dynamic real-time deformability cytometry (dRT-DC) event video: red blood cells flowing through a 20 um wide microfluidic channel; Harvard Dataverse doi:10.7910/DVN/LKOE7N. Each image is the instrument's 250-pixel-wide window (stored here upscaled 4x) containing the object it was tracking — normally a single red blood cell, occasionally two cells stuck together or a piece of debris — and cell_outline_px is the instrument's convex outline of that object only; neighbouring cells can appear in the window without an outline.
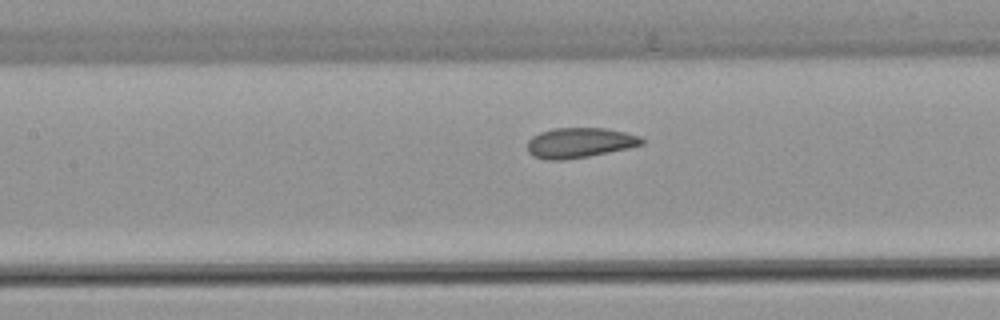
{"species": "common noctule bat (a hibernating species)", "species_latin": "Nyctalus noctula", "temperature_condition": "warm", "stored_images_in_passage": 9, "camera_frame_rate_fps": 3000, "um_per_image_px": 0.085, "animal": {"sex": "female", "body_mass_g": 22.7, "forearm_length_mm": 54.2}, "frame": {"image": 1, "passage_image": 7, "time_ms": 2.0, "image_size_px": [1000, 320], "cell_outline_px": [[644, 144], [628, 148], [588, 156], [564, 160], [544, 160], [532, 156], [528, 152], [528, 140], [532, 136], [540, 132], [552, 128], [604, 128], [624, 132], [640, 136], [644, 140]], "centroid_in_image_um": [49.23, 12.14], "position_along_channel_um": 158.2, "area_um2": 20.11}}